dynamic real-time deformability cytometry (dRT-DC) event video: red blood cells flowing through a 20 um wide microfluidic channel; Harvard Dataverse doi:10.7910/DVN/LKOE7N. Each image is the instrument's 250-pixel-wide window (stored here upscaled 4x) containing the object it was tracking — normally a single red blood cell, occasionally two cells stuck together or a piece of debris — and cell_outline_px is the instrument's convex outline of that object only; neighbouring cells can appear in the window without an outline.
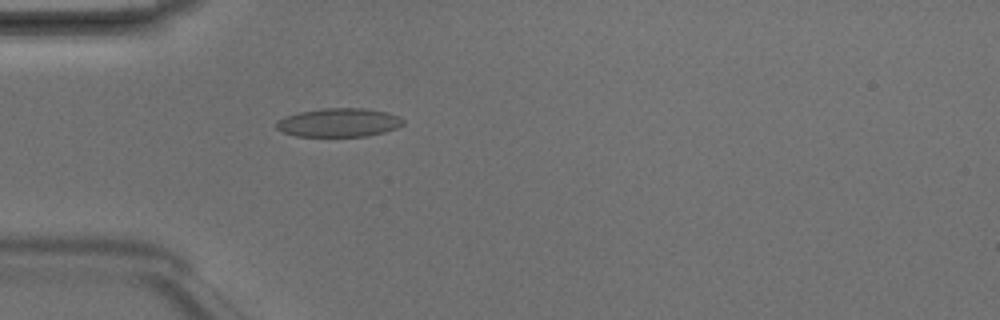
{"species": "Egyptian fruit bat (a non-hibernating species)", "species_latin": "Rousettus aegyptiacus", "temperature_condition": "room temperature", "stored_images_in_passage": 4, "camera_frame_rate_fps": 3000, "um_per_image_px": 0.085, "animal": {"sex": "male"}, "frame": {"image": 1, "passage_image": 4, "time_ms": 1.0, "image_size_px": [1000, 320], "cell_outline_px": [[404, 124], [396, 128], [384, 132], [368, 136], [296, 136], [284, 132], [276, 128], [276, 120], [284, 116], [300, 112], [320, 108], [364, 108], [384, 112], [400, 116], [404, 120]], "centroid_in_image_um": [28.79, 10.41], "position_along_channel_um": 56.2, "area_um2": 21.21}}